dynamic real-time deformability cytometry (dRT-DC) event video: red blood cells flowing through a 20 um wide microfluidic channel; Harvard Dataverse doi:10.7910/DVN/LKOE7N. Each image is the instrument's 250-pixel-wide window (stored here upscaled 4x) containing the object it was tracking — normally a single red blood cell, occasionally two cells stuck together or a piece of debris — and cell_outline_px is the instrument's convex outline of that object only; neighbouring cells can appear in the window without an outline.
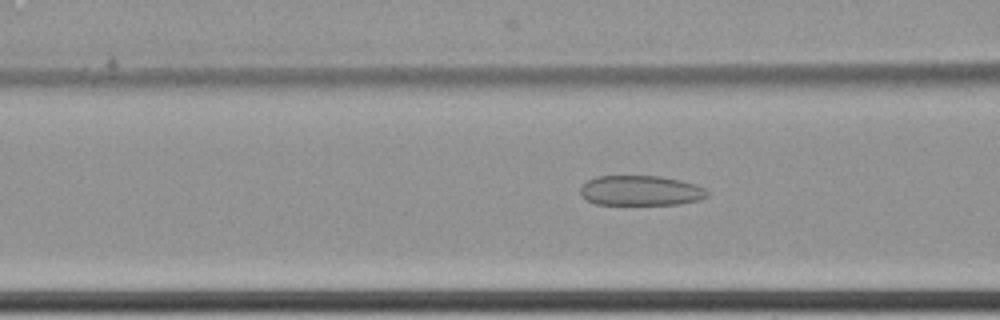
{"species": "common noctule bat (a hibernating species)", "species_latin": "Nyctalus noctula", "temperature_condition": "cold", "stored_images_in_passage": 64, "camera_frame_rate_fps": 3000, "um_per_image_px": 0.085, "animal": {"sex": "female", "body_mass_g": 22.7, "forearm_length_mm": 54.2}, "frame": {"image": 1, "passage_image": 29, "time_ms": 9.333, "image_size_px": [1000, 320], "cell_outline_px": [[708, 196], [696, 200], [676, 204], [596, 204], [580, 196], [580, 188], [588, 180], [596, 176], [660, 176], [680, 180], [696, 184], [704, 188], [708, 192]], "centroid_in_image_um": [54.43, 16.19], "position_along_channel_um": 112.2, "area_um2": 22.08}}
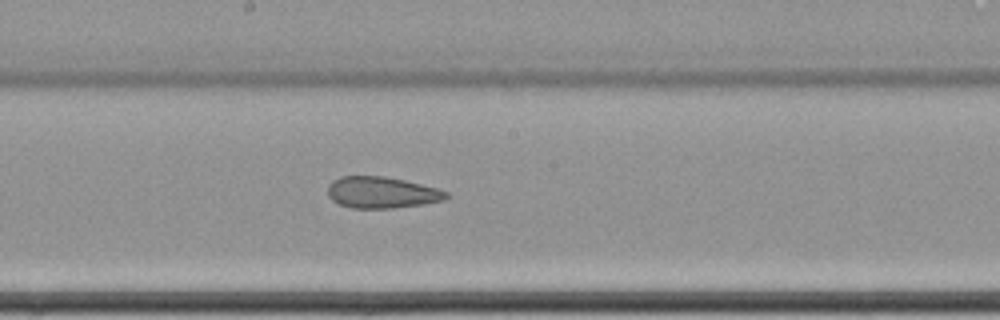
{"frame": {"image": 2, "passage_image": 38, "time_ms": 12.333, "image_size_px": [1000, 320], "cell_outline_px": [[448, 196], [444, 200], [424, 204], [392, 208], [352, 208], [340, 204], [332, 200], [328, 196], [328, 184], [332, 180], [340, 176], [384, 176], [404, 180], [440, 188], [448, 192]], "centroid_in_image_um": [32.45, 16.35], "position_along_channel_um": 215.7, "area_um2": 21.85}}
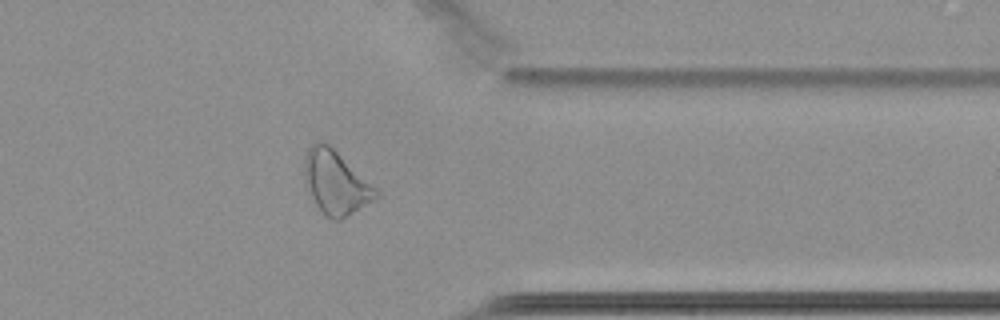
{"frame": {"image": 3, "passage_image": 53, "time_ms": 17.333, "image_size_px": [1000, 320], "cell_outline_px": [[380, 196], [340, 220], [332, 220], [324, 216], [316, 204], [304, 184], [304, 156], [308, 148], [316, 140], [320, 140], [328, 144], [376, 188], [380, 192]], "centroid_in_image_um": [28.5, 15.52], "position_along_channel_um": 382.9, "area_um2": 26.36}, "authors_computed_cell_mechanics": {"area_um2": 27.8307, "velocity_mm_per_s": 3.453, "shape_relaxation_time_tau1_ms": null, "shape_relaxation_time_tau2_ms": 2.9858, "deformation_change_tau1": null, "deformation_change_tau2": 0.1121}}